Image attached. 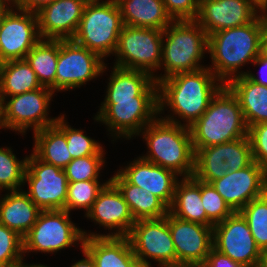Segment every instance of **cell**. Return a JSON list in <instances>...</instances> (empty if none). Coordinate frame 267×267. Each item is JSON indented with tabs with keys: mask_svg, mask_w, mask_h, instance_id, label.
I'll use <instances>...</instances> for the list:
<instances>
[{
	"mask_svg": "<svg viewBox=\"0 0 267 267\" xmlns=\"http://www.w3.org/2000/svg\"><path fill=\"white\" fill-rule=\"evenodd\" d=\"M223 85L208 66L194 72L178 73L160 81L159 114L165 106L173 112V116L170 114L160 118L182 125L180 120L174 118L176 114L178 118L186 121L183 125L190 127L207 110L211 99Z\"/></svg>",
	"mask_w": 267,
	"mask_h": 267,
	"instance_id": "6da1fadb",
	"label": "cell"
},
{
	"mask_svg": "<svg viewBox=\"0 0 267 267\" xmlns=\"http://www.w3.org/2000/svg\"><path fill=\"white\" fill-rule=\"evenodd\" d=\"M266 31L267 16L259 13L253 22L208 35V53L212 61L208 68L223 84L243 75L244 71L238 72V69L260 55Z\"/></svg>",
	"mask_w": 267,
	"mask_h": 267,
	"instance_id": "7a4b0ae2",
	"label": "cell"
},
{
	"mask_svg": "<svg viewBox=\"0 0 267 267\" xmlns=\"http://www.w3.org/2000/svg\"><path fill=\"white\" fill-rule=\"evenodd\" d=\"M139 134L146 141L149 150V154L146 153L141 158L183 177L194 175L195 152L189 127L157 117Z\"/></svg>",
	"mask_w": 267,
	"mask_h": 267,
	"instance_id": "3957f363",
	"label": "cell"
},
{
	"mask_svg": "<svg viewBox=\"0 0 267 267\" xmlns=\"http://www.w3.org/2000/svg\"><path fill=\"white\" fill-rule=\"evenodd\" d=\"M189 128L194 152L248 135L239 100L226 84L213 96L203 115Z\"/></svg>",
	"mask_w": 267,
	"mask_h": 267,
	"instance_id": "277c9868",
	"label": "cell"
},
{
	"mask_svg": "<svg viewBox=\"0 0 267 267\" xmlns=\"http://www.w3.org/2000/svg\"><path fill=\"white\" fill-rule=\"evenodd\" d=\"M205 51L208 53V34L195 20L172 21L163 30L160 69L164 66L165 73L158 77L156 74L155 82L205 68L199 64Z\"/></svg>",
	"mask_w": 267,
	"mask_h": 267,
	"instance_id": "5b68a950",
	"label": "cell"
},
{
	"mask_svg": "<svg viewBox=\"0 0 267 267\" xmlns=\"http://www.w3.org/2000/svg\"><path fill=\"white\" fill-rule=\"evenodd\" d=\"M123 26L116 0H89L72 40L105 59L115 53Z\"/></svg>",
	"mask_w": 267,
	"mask_h": 267,
	"instance_id": "8992f818",
	"label": "cell"
},
{
	"mask_svg": "<svg viewBox=\"0 0 267 267\" xmlns=\"http://www.w3.org/2000/svg\"><path fill=\"white\" fill-rule=\"evenodd\" d=\"M159 114L158 84L155 80L135 100L101 104L94 119L107 125L111 136L131 139L153 122Z\"/></svg>",
	"mask_w": 267,
	"mask_h": 267,
	"instance_id": "52a82bcc",
	"label": "cell"
},
{
	"mask_svg": "<svg viewBox=\"0 0 267 267\" xmlns=\"http://www.w3.org/2000/svg\"><path fill=\"white\" fill-rule=\"evenodd\" d=\"M163 30L124 25L114 55V66L149 73L161 67Z\"/></svg>",
	"mask_w": 267,
	"mask_h": 267,
	"instance_id": "ba28073f",
	"label": "cell"
},
{
	"mask_svg": "<svg viewBox=\"0 0 267 267\" xmlns=\"http://www.w3.org/2000/svg\"><path fill=\"white\" fill-rule=\"evenodd\" d=\"M66 210L41 211L37 221L23 238V255L27 252L54 253L84 241L83 230L71 222Z\"/></svg>",
	"mask_w": 267,
	"mask_h": 267,
	"instance_id": "9c48e42d",
	"label": "cell"
},
{
	"mask_svg": "<svg viewBox=\"0 0 267 267\" xmlns=\"http://www.w3.org/2000/svg\"><path fill=\"white\" fill-rule=\"evenodd\" d=\"M248 136L236 140L200 148L195 152L194 177L212 183L227 172L245 168L253 162Z\"/></svg>",
	"mask_w": 267,
	"mask_h": 267,
	"instance_id": "30bf717a",
	"label": "cell"
},
{
	"mask_svg": "<svg viewBox=\"0 0 267 267\" xmlns=\"http://www.w3.org/2000/svg\"><path fill=\"white\" fill-rule=\"evenodd\" d=\"M105 65L101 56L72 39L59 40L55 92L80 88L103 74Z\"/></svg>",
	"mask_w": 267,
	"mask_h": 267,
	"instance_id": "8fae6325",
	"label": "cell"
},
{
	"mask_svg": "<svg viewBox=\"0 0 267 267\" xmlns=\"http://www.w3.org/2000/svg\"><path fill=\"white\" fill-rule=\"evenodd\" d=\"M54 92L48 87L5 98L3 102V128L26 133L56 124L58 117L48 118L49 105ZM9 100L8 102L6 101Z\"/></svg>",
	"mask_w": 267,
	"mask_h": 267,
	"instance_id": "7c38bea8",
	"label": "cell"
},
{
	"mask_svg": "<svg viewBox=\"0 0 267 267\" xmlns=\"http://www.w3.org/2000/svg\"><path fill=\"white\" fill-rule=\"evenodd\" d=\"M25 182L29 185L25 193L41 211L65 210L69 182L62 168L47 164L32 153L27 159Z\"/></svg>",
	"mask_w": 267,
	"mask_h": 267,
	"instance_id": "4fadbf2b",
	"label": "cell"
},
{
	"mask_svg": "<svg viewBox=\"0 0 267 267\" xmlns=\"http://www.w3.org/2000/svg\"><path fill=\"white\" fill-rule=\"evenodd\" d=\"M128 239L134 255L146 263L159 262L160 267H176V251L168 224V214L160 219L136 221Z\"/></svg>",
	"mask_w": 267,
	"mask_h": 267,
	"instance_id": "5bb4252c",
	"label": "cell"
},
{
	"mask_svg": "<svg viewBox=\"0 0 267 267\" xmlns=\"http://www.w3.org/2000/svg\"><path fill=\"white\" fill-rule=\"evenodd\" d=\"M213 248L243 267H257L261 250L239 211L213 226Z\"/></svg>",
	"mask_w": 267,
	"mask_h": 267,
	"instance_id": "9a60e30c",
	"label": "cell"
},
{
	"mask_svg": "<svg viewBox=\"0 0 267 267\" xmlns=\"http://www.w3.org/2000/svg\"><path fill=\"white\" fill-rule=\"evenodd\" d=\"M16 10V12H15ZM11 7L0 29V62L25 59L39 42L38 19L35 12Z\"/></svg>",
	"mask_w": 267,
	"mask_h": 267,
	"instance_id": "2e32d148",
	"label": "cell"
},
{
	"mask_svg": "<svg viewBox=\"0 0 267 267\" xmlns=\"http://www.w3.org/2000/svg\"><path fill=\"white\" fill-rule=\"evenodd\" d=\"M211 184L236 212L267 191V171L253 161L245 168L227 172Z\"/></svg>",
	"mask_w": 267,
	"mask_h": 267,
	"instance_id": "e0dca14e",
	"label": "cell"
},
{
	"mask_svg": "<svg viewBox=\"0 0 267 267\" xmlns=\"http://www.w3.org/2000/svg\"><path fill=\"white\" fill-rule=\"evenodd\" d=\"M85 216L95 221L96 224H100L101 227L103 226L104 229H117L116 232L106 235L94 232L89 234L82 231L85 238L93 236L127 237L136 222L121 191L111 180L99 192L97 199Z\"/></svg>",
	"mask_w": 267,
	"mask_h": 267,
	"instance_id": "ac0fdd59",
	"label": "cell"
},
{
	"mask_svg": "<svg viewBox=\"0 0 267 267\" xmlns=\"http://www.w3.org/2000/svg\"><path fill=\"white\" fill-rule=\"evenodd\" d=\"M168 224L176 251V267L204 263L213 248V226L186 221L168 213Z\"/></svg>",
	"mask_w": 267,
	"mask_h": 267,
	"instance_id": "d6986e66",
	"label": "cell"
},
{
	"mask_svg": "<svg viewBox=\"0 0 267 267\" xmlns=\"http://www.w3.org/2000/svg\"><path fill=\"white\" fill-rule=\"evenodd\" d=\"M258 10L248 0H199L196 22L210 35L253 22Z\"/></svg>",
	"mask_w": 267,
	"mask_h": 267,
	"instance_id": "ffe728a7",
	"label": "cell"
},
{
	"mask_svg": "<svg viewBox=\"0 0 267 267\" xmlns=\"http://www.w3.org/2000/svg\"><path fill=\"white\" fill-rule=\"evenodd\" d=\"M89 0H55L37 14L41 39H72L78 29L83 10Z\"/></svg>",
	"mask_w": 267,
	"mask_h": 267,
	"instance_id": "44dd1931",
	"label": "cell"
},
{
	"mask_svg": "<svg viewBox=\"0 0 267 267\" xmlns=\"http://www.w3.org/2000/svg\"><path fill=\"white\" fill-rule=\"evenodd\" d=\"M118 172L130 183L148 190L160 198L168 207L171 206L178 176L174 171L148 162L141 157L131 162Z\"/></svg>",
	"mask_w": 267,
	"mask_h": 267,
	"instance_id": "7402d4cb",
	"label": "cell"
},
{
	"mask_svg": "<svg viewBox=\"0 0 267 267\" xmlns=\"http://www.w3.org/2000/svg\"><path fill=\"white\" fill-rule=\"evenodd\" d=\"M81 249L92 257L96 267H128L136 259L128 237H86Z\"/></svg>",
	"mask_w": 267,
	"mask_h": 267,
	"instance_id": "603a6c76",
	"label": "cell"
},
{
	"mask_svg": "<svg viewBox=\"0 0 267 267\" xmlns=\"http://www.w3.org/2000/svg\"><path fill=\"white\" fill-rule=\"evenodd\" d=\"M41 210L25 191H9L0 199V223L24 238L37 221Z\"/></svg>",
	"mask_w": 267,
	"mask_h": 267,
	"instance_id": "cb8c5ba5",
	"label": "cell"
},
{
	"mask_svg": "<svg viewBox=\"0 0 267 267\" xmlns=\"http://www.w3.org/2000/svg\"><path fill=\"white\" fill-rule=\"evenodd\" d=\"M239 100L247 127L267 123V87L254 83L245 75L226 84Z\"/></svg>",
	"mask_w": 267,
	"mask_h": 267,
	"instance_id": "d4e9b609",
	"label": "cell"
},
{
	"mask_svg": "<svg viewBox=\"0 0 267 267\" xmlns=\"http://www.w3.org/2000/svg\"><path fill=\"white\" fill-rule=\"evenodd\" d=\"M169 213L186 221L214 226V223L206 216L202 205L201 181L194 176L178 180Z\"/></svg>",
	"mask_w": 267,
	"mask_h": 267,
	"instance_id": "484cf974",
	"label": "cell"
},
{
	"mask_svg": "<svg viewBox=\"0 0 267 267\" xmlns=\"http://www.w3.org/2000/svg\"><path fill=\"white\" fill-rule=\"evenodd\" d=\"M123 25L164 30L173 20L162 0H116Z\"/></svg>",
	"mask_w": 267,
	"mask_h": 267,
	"instance_id": "4316f807",
	"label": "cell"
},
{
	"mask_svg": "<svg viewBox=\"0 0 267 267\" xmlns=\"http://www.w3.org/2000/svg\"><path fill=\"white\" fill-rule=\"evenodd\" d=\"M110 180L121 191L135 221L160 219L169 213V207L157 196L130 184L119 172Z\"/></svg>",
	"mask_w": 267,
	"mask_h": 267,
	"instance_id": "83f0119b",
	"label": "cell"
},
{
	"mask_svg": "<svg viewBox=\"0 0 267 267\" xmlns=\"http://www.w3.org/2000/svg\"><path fill=\"white\" fill-rule=\"evenodd\" d=\"M102 104H116V101L135 100L153 81L147 72L114 66Z\"/></svg>",
	"mask_w": 267,
	"mask_h": 267,
	"instance_id": "f1b7e54d",
	"label": "cell"
},
{
	"mask_svg": "<svg viewBox=\"0 0 267 267\" xmlns=\"http://www.w3.org/2000/svg\"><path fill=\"white\" fill-rule=\"evenodd\" d=\"M33 133V154L47 164L64 169L72 160L66 135L55 124Z\"/></svg>",
	"mask_w": 267,
	"mask_h": 267,
	"instance_id": "f546056e",
	"label": "cell"
},
{
	"mask_svg": "<svg viewBox=\"0 0 267 267\" xmlns=\"http://www.w3.org/2000/svg\"><path fill=\"white\" fill-rule=\"evenodd\" d=\"M0 86L2 98L23 94L43 87L26 59L1 63Z\"/></svg>",
	"mask_w": 267,
	"mask_h": 267,
	"instance_id": "4dcf8cb0",
	"label": "cell"
},
{
	"mask_svg": "<svg viewBox=\"0 0 267 267\" xmlns=\"http://www.w3.org/2000/svg\"><path fill=\"white\" fill-rule=\"evenodd\" d=\"M59 40L40 39L29 51L25 59L42 86L55 92Z\"/></svg>",
	"mask_w": 267,
	"mask_h": 267,
	"instance_id": "1f68e13d",
	"label": "cell"
},
{
	"mask_svg": "<svg viewBox=\"0 0 267 267\" xmlns=\"http://www.w3.org/2000/svg\"><path fill=\"white\" fill-rule=\"evenodd\" d=\"M248 223L257 246L267 249V191L239 211Z\"/></svg>",
	"mask_w": 267,
	"mask_h": 267,
	"instance_id": "d6a6232c",
	"label": "cell"
},
{
	"mask_svg": "<svg viewBox=\"0 0 267 267\" xmlns=\"http://www.w3.org/2000/svg\"><path fill=\"white\" fill-rule=\"evenodd\" d=\"M64 118V115L59 116L55 125L66 135L67 147L72 159L105 154L101 144L86 136L82 129L76 130L68 125Z\"/></svg>",
	"mask_w": 267,
	"mask_h": 267,
	"instance_id": "836d02e7",
	"label": "cell"
},
{
	"mask_svg": "<svg viewBox=\"0 0 267 267\" xmlns=\"http://www.w3.org/2000/svg\"><path fill=\"white\" fill-rule=\"evenodd\" d=\"M26 156L23 160L16 158L11 148H0V190H20L24 185V175L27 168Z\"/></svg>",
	"mask_w": 267,
	"mask_h": 267,
	"instance_id": "e575fe53",
	"label": "cell"
},
{
	"mask_svg": "<svg viewBox=\"0 0 267 267\" xmlns=\"http://www.w3.org/2000/svg\"><path fill=\"white\" fill-rule=\"evenodd\" d=\"M109 181L110 179L103 184L98 180L69 182L65 210L70 213L73 209H84L87 213Z\"/></svg>",
	"mask_w": 267,
	"mask_h": 267,
	"instance_id": "d590c367",
	"label": "cell"
},
{
	"mask_svg": "<svg viewBox=\"0 0 267 267\" xmlns=\"http://www.w3.org/2000/svg\"><path fill=\"white\" fill-rule=\"evenodd\" d=\"M104 163V155H88L72 159L63 170L68 182L98 180Z\"/></svg>",
	"mask_w": 267,
	"mask_h": 267,
	"instance_id": "8d00e7d4",
	"label": "cell"
},
{
	"mask_svg": "<svg viewBox=\"0 0 267 267\" xmlns=\"http://www.w3.org/2000/svg\"><path fill=\"white\" fill-rule=\"evenodd\" d=\"M23 258V238L0 223V267L21 264Z\"/></svg>",
	"mask_w": 267,
	"mask_h": 267,
	"instance_id": "74e56055",
	"label": "cell"
},
{
	"mask_svg": "<svg viewBox=\"0 0 267 267\" xmlns=\"http://www.w3.org/2000/svg\"><path fill=\"white\" fill-rule=\"evenodd\" d=\"M201 201L206 216L214 223L224 221L234 211L210 183L201 181Z\"/></svg>",
	"mask_w": 267,
	"mask_h": 267,
	"instance_id": "f35d334b",
	"label": "cell"
},
{
	"mask_svg": "<svg viewBox=\"0 0 267 267\" xmlns=\"http://www.w3.org/2000/svg\"><path fill=\"white\" fill-rule=\"evenodd\" d=\"M253 160L267 171V123H258L248 128Z\"/></svg>",
	"mask_w": 267,
	"mask_h": 267,
	"instance_id": "ab89813d",
	"label": "cell"
},
{
	"mask_svg": "<svg viewBox=\"0 0 267 267\" xmlns=\"http://www.w3.org/2000/svg\"><path fill=\"white\" fill-rule=\"evenodd\" d=\"M167 14L173 21L196 20L199 0H162Z\"/></svg>",
	"mask_w": 267,
	"mask_h": 267,
	"instance_id": "60d3db41",
	"label": "cell"
},
{
	"mask_svg": "<svg viewBox=\"0 0 267 267\" xmlns=\"http://www.w3.org/2000/svg\"><path fill=\"white\" fill-rule=\"evenodd\" d=\"M204 263L207 267H243L214 248L211 249Z\"/></svg>",
	"mask_w": 267,
	"mask_h": 267,
	"instance_id": "b9f144b4",
	"label": "cell"
},
{
	"mask_svg": "<svg viewBox=\"0 0 267 267\" xmlns=\"http://www.w3.org/2000/svg\"><path fill=\"white\" fill-rule=\"evenodd\" d=\"M55 0H10L13 7L29 12H38L42 7Z\"/></svg>",
	"mask_w": 267,
	"mask_h": 267,
	"instance_id": "7bdbcfd3",
	"label": "cell"
},
{
	"mask_svg": "<svg viewBox=\"0 0 267 267\" xmlns=\"http://www.w3.org/2000/svg\"><path fill=\"white\" fill-rule=\"evenodd\" d=\"M252 64L261 66L263 72L264 70H267V57L261 52L260 55L252 62ZM243 75H245L248 79H250L254 83H258L267 87V78H266L267 76L264 77L265 75L262 74V77L258 78L256 75L251 73V71L243 72Z\"/></svg>",
	"mask_w": 267,
	"mask_h": 267,
	"instance_id": "ee69618b",
	"label": "cell"
},
{
	"mask_svg": "<svg viewBox=\"0 0 267 267\" xmlns=\"http://www.w3.org/2000/svg\"><path fill=\"white\" fill-rule=\"evenodd\" d=\"M82 251L85 258L72 264L71 267H96L92 257L84 249H82Z\"/></svg>",
	"mask_w": 267,
	"mask_h": 267,
	"instance_id": "f6af8a7d",
	"label": "cell"
},
{
	"mask_svg": "<svg viewBox=\"0 0 267 267\" xmlns=\"http://www.w3.org/2000/svg\"><path fill=\"white\" fill-rule=\"evenodd\" d=\"M9 4L11 5L10 0H0V29L7 12L12 7V5L8 6Z\"/></svg>",
	"mask_w": 267,
	"mask_h": 267,
	"instance_id": "bcb514c9",
	"label": "cell"
},
{
	"mask_svg": "<svg viewBox=\"0 0 267 267\" xmlns=\"http://www.w3.org/2000/svg\"><path fill=\"white\" fill-rule=\"evenodd\" d=\"M262 13L267 14V0H248Z\"/></svg>",
	"mask_w": 267,
	"mask_h": 267,
	"instance_id": "7dc6e473",
	"label": "cell"
},
{
	"mask_svg": "<svg viewBox=\"0 0 267 267\" xmlns=\"http://www.w3.org/2000/svg\"><path fill=\"white\" fill-rule=\"evenodd\" d=\"M257 267H267V249L261 251Z\"/></svg>",
	"mask_w": 267,
	"mask_h": 267,
	"instance_id": "c3c4849f",
	"label": "cell"
},
{
	"mask_svg": "<svg viewBox=\"0 0 267 267\" xmlns=\"http://www.w3.org/2000/svg\"><path fill=\"white\" fill-rule=\"evenodd\" d=\"M152 265L140 259H135L128 267H151Z\"/></svg>",
	"mask_w": 267,
	"mask_h": 267,
	"instance_id": "681fc988",
	"label": "cell"
},
{
	"mask_svg": "<svg viewBox=\"0 0 267 267\" xmlns=\"http://www.w3.org/2000/svg\"><path fill=\"white\" fill-rule=\"evenodd\" d=\"M3 98H2V94H1V86H0V128L2 129L3 128V124H2V121H3Z\"/></svg>",
	"mask_w": 267,
	"mask_h": 267,
	"instance_id": "f907efd6",
	"label": "cell"
},
{
	"mask_svg": "<svg viewBox=\"0 0 267 267\" xmlns=\"http://www.w3.org/2000/svg\"><path fill=\"white\" fill-rule=\"evenodd\" d=\"M177 267H207L205 263H183Z\"/></svg>",
	"mask_w": 267,
	"mask_h": 267,
	"instance_id": "816d5d0a",
	"label": "cell"
},
{
	"mask_svg": "<svg viewBox=\"0 0 267 267\" xmlns=\"http://www.w3.org/2000/svg\"><path fill=\"white\" fill-rule=\"evenodd\" d=\"M266 57H267V31L264 35L263 41H262V51H261Z\"/></svg>",
	"mask_w": 267,
	"mask_h": 267,
	"instance_id": "f5cc1de1",
	"label": "cell"
},
{
	"mask_svg": "<svg viewBox=\"0 0 267 267\" xmlns=\"http://www.w3.org/2000/svg\"><path fill=\"white\" fill-rule=\"evenodd\" d=\"M22 267H47V266L42 264H26L22 262Z\"/></svg>",
	"mask_w": 267,
	"mask_h": 267,
	"instance_id": "db71d44e",
	"label": "cell"
},
{
	"mask_svg": "<svg viewBox=\"0 0 267 267\" xmlns=\"http://www.w3.org/2000/svg\"><path fill=\"white\" fill-rule=\"evenodd\" d=\"M11 267H22V263L21 264L14 265V266H11Z\"/></svg>",
	"mask_w": 267,
	"mask_h": 267,
	"instance_id": "11a10c76",
	"label": "cell"
}]
</instances>
